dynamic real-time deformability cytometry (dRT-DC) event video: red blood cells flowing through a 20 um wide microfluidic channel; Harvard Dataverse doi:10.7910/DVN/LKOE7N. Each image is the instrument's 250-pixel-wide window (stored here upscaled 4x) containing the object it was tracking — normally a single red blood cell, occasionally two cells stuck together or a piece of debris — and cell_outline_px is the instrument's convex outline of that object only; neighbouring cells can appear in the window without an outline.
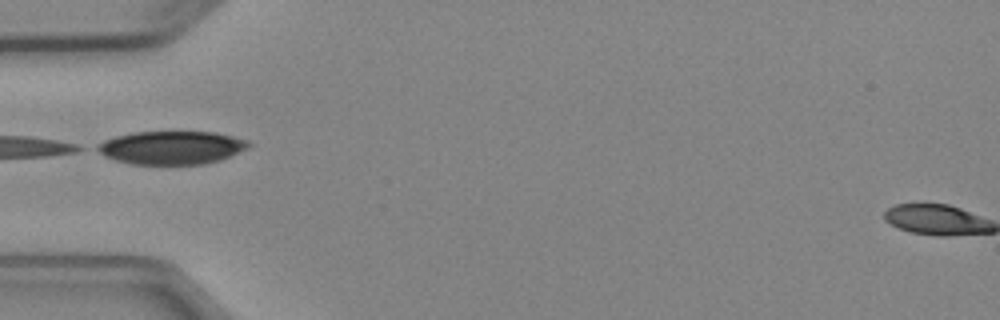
{"species": "Egyptian fruit bat (a non-hibernating species)", "species_latin": "Rousettus aegyptiacus", "temperature_condition": "cold", "stored_images_in_passage": 5, "camera_frame_rate_fps": 3000, "um_per_image_px": 0.085, "animal": {"sex": "female"}, "frame": {"image": 1, "passage_image": 5, "time_ms": 4.667, "image_size_px": [1000, 320], "cell_outline_px": [[252, 144], [248, 148], [220, 160], [204, 164], [128, 164], [104, 156], [92, 148], [96, 144], [104, 140], [116, 136], [136, 132], [216, 132], [248, 140]], "centroid_in_image_um": [14.55, 12.55], "position_along_channel_um": 70.5, "area_um2": 29.48}}